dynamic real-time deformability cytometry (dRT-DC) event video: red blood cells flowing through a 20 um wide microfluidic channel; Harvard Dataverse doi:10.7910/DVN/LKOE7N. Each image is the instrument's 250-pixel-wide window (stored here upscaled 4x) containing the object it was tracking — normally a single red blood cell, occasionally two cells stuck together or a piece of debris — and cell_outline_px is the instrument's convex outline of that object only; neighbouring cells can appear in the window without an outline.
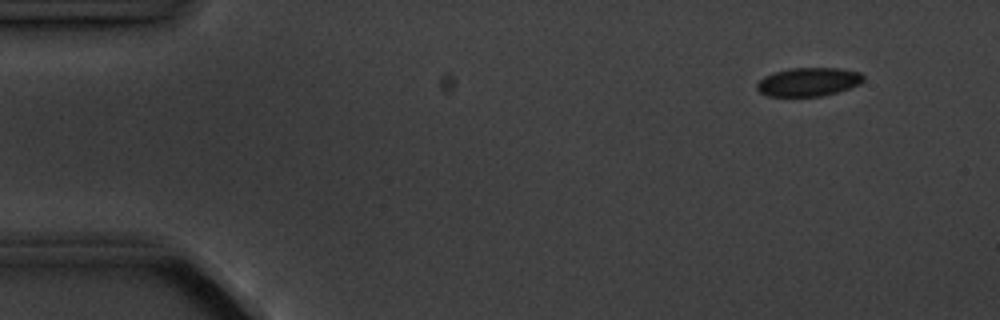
{"species": "common noctule bat (a hibernating species)", "species_latin": "Nyctalus noctula", "temperature_condition": "cold", "stored_images_in_passage": 5, "camera_frame_rate_fps": 3000, "um_per_image_px": 0.085, "animal": {"sex": "male", "body_mass_g": 20.1, "forearm_length_mm": 53.5}, "frame": {"image": 1, "passage_image": 2, "time_ms": 1.333, "image_size_px": [1000, 320], "cell_outline_px": [[864, 80], [860, 84], [824, 96], [768, 96], [760, 92], [756, 88], [756, 84], [764, 76], [788, 68], [840, 68], [860, 72], [864, 76]], "centroid_in_image_um": [68.73, 6.96], "position_along_channel_um": 16.3, "area_um2": 17.74}}
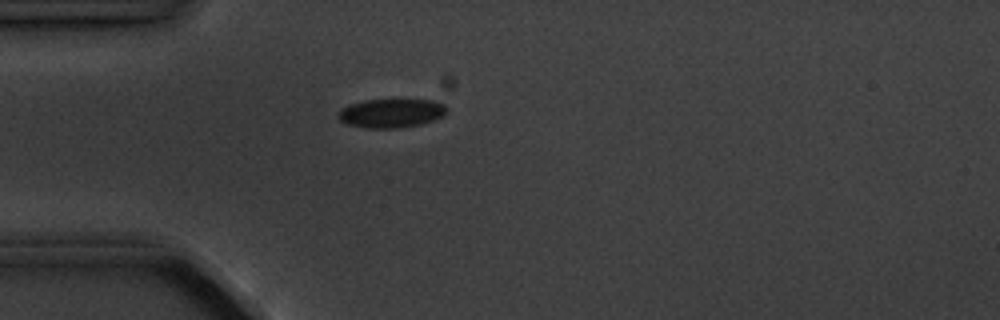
{"frame": {"image": 2, "passage_image": 5, "time_ms": 4.667, "image_size_px": [1000, 320], "cell_outline_px": [[448, 108], [444, 116], [420, 124], [396, 128], [368, 128], [348, 124], [340, 120], [336, 116], [340, 108], [348, 104], [364, 100], [432, 100], [444, 104]], "centroid_in_image_um": [33.23, 9.61], "position_along_channel_um": 51.8, "area_um2": 18.26}}